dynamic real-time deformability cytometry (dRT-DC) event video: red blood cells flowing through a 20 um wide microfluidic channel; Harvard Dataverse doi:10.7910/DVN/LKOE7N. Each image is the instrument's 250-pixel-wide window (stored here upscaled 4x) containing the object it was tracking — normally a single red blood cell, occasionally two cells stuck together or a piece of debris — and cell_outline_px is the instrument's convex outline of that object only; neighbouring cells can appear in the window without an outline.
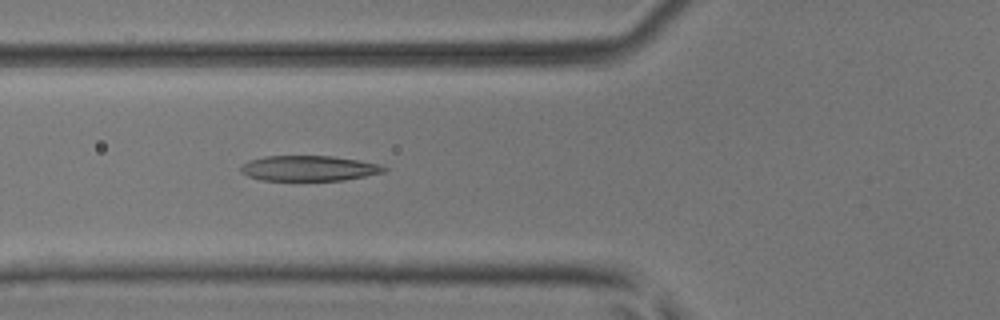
{"species": "common noctule bat (a hibernating species)", "species_latin": "Nyctalus noctula", "temperature_condition": "room temperature", "stored_images_in_passage": 5, "camera_frame_rate_fps": 3000, "um_per_image_px": 0.085, "animal": {"sex": "male", "body_mass_g": 17.9, "forearm_length_mm": 54.2}, "frame": {"image": 1, "passage_image": 5, "time_ms": 1.333, "image_size_px": [1000, 320], "cell_outline_px": [[388, 168], [384, 172], [344, 180], [260, 180], [248, 176], [240, 172], [240, 168], [248, 160], [264, 156], [332, 156], [380, 164]], "centroid_in_image_um": [26.23, 14.3], "position_along_channel_um": 99.6, "area_um2": 21.04}}